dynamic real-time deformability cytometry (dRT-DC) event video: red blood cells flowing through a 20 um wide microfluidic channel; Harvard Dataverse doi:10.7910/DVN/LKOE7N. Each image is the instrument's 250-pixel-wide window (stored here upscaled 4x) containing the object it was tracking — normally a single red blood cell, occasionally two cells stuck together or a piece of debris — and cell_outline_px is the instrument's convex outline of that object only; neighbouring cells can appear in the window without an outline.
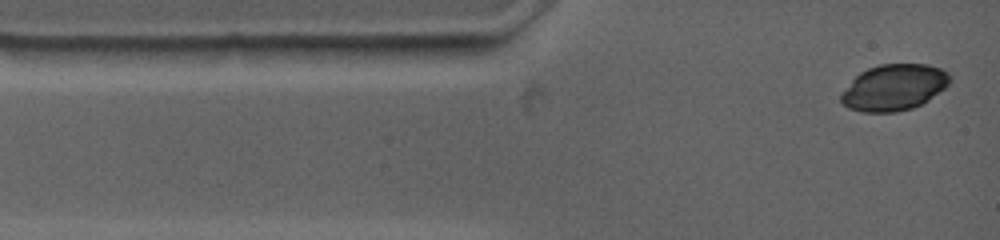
{"species": "common noctule bat (a hibernating species)", "species_latin": "Nyctalus noctula", "temperature_condition": "warm", "stored_images_in_passage": 4, "camera_frame_rate_fps": 4500, "um_per_image_px": 0.085, "animal": {"sex": "female", "body_mass_g": 19.0, "forearm_length_mm": 53.3}, "frame": {"image": 1, "passage_image": 1, "time_ms": 0.0, "image_size_px": [1000, 240], "cell_outline_px": [[952, 80], [944, 88], [928, 100], [912, 108], [896, 112], [860, 112], [848, 108], [840, 100], [840, 96], [852, 80], [860, 72], [868, 68], [880, 64], [928, 64], [940, 68], [948, 72]], "centroid_in_image_um": [75.99, 7.43], "position_along_channel_um": 9.0, "area_um2": 29.19}}